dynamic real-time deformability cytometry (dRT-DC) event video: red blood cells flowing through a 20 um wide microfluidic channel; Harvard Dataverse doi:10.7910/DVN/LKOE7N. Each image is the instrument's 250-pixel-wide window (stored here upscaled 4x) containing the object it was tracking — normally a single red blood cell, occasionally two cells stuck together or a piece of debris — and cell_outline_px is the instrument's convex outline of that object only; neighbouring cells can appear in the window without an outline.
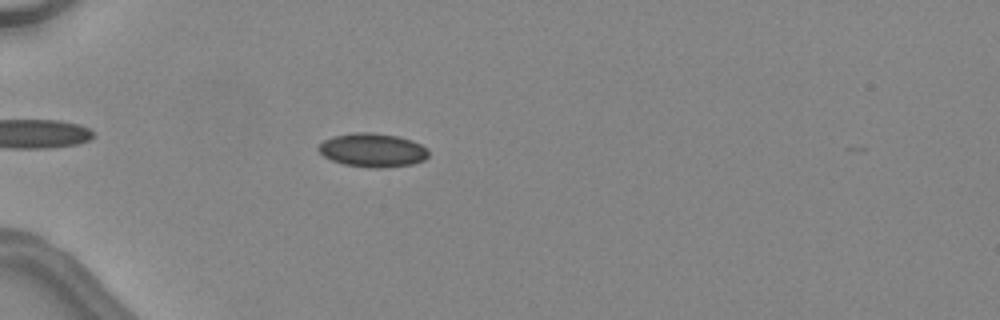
{"species": "common noctule bat (a hibernating species)", "species_latin": "Nyctalus noctula", "temperature_condition": "warm", "stored_images_in_passage": 39, "camera_frame_rate_fps": 3000, "um_per_image_px": 0.085, "animal": {"sex": "female", "body_mass_g": 24.6, "forearm_length_mm": 56.2}, "frame": {"image": 1, "passage_image": 8, "time_ms": 2.333, "image_size_px": [1000, 320], "cell_outline_px": [[428, 156], [424, 160], [412, 164], [384, 168], [372, 168], [344, 164], [332, 160], [324, 156], [316, 148], [324, 140], [332, 136], [352, 132], [372, 132], [400, 136], [412, 140], [428, 148]], "centroid_in_image_um": [31.68, 12.75], "position_along_channel_um": 53.3, "area_um2": 21.85}}
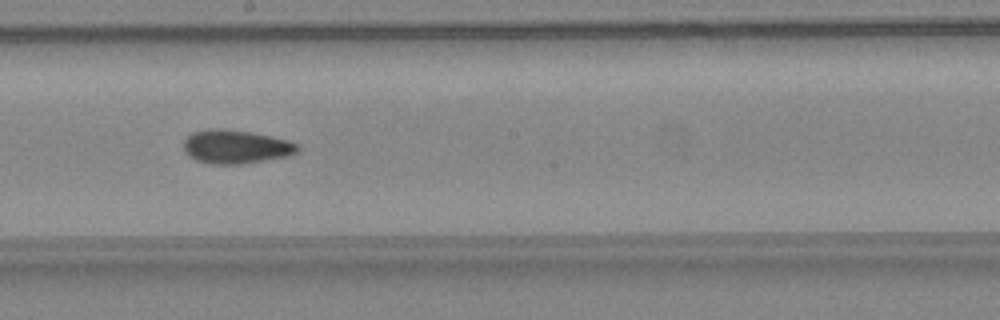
{"frame": {"image": 2, "passage_image": 21, "time_ms": 6.667, "image_size_px": [1000, 320], "cell_outline_px": [[300, 148], [296, 152], [288, 156], [240, 164], [212, 164], [196, 160], [188, 156], [184, 152], [184, 140], [192, 132], [208, 128], [220, 128], [252, 132], [288, 140], [296, 144]], "centroid_in_image_um": [20.01, 12.46], "position_along_channel_um": 228.2, "area_um2": 22.37}}
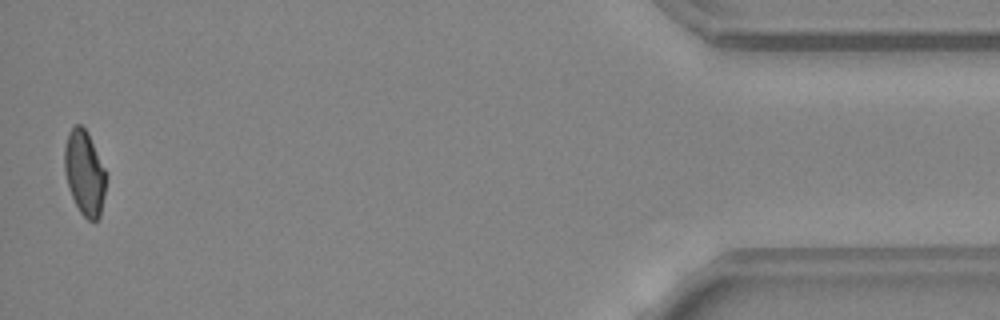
{"frame": {"image": 3, "passage_image": 39, "time_ms": 12.667, "image_size_px": [1000, 320], "cell_outline_px": [[104, 196], [100, 216], [96, 220], [88, 220], [80, 212], [68, 188], [64, 172], [64, 148], [68, 136], [72, 128], [76, 124], [80, 124], [88, 132], [104, 168]], "centroid_in_image_um": [7.16, 14.69], "position_along_channel_um": 428.0, "area_um2": 20.11}, "authors_computed_cell_mechanics": {"area_um2": 21.2704, "velocity_mm_per_s": 4.5647, "shape_relaxation_time_tau1_ms": null, "shape_relaxation_time_tau2_ms": 2.4909, "deformation_change_tau1": null, "deformation_change_tau2": 0.1003}}